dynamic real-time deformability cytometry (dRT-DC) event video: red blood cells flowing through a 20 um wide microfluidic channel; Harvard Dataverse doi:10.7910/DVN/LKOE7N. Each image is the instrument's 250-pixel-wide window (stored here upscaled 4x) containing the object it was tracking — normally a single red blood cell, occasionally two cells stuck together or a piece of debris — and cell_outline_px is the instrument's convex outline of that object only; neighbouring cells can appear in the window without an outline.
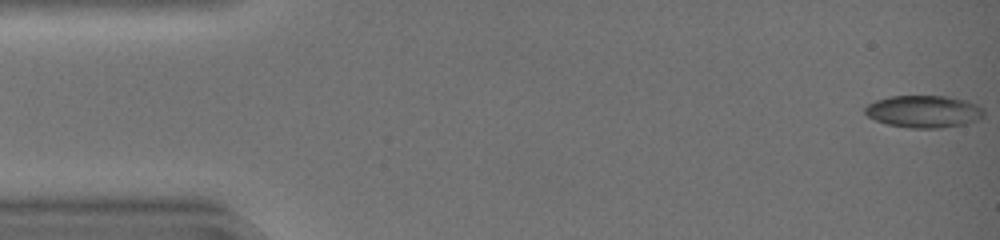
{"species": "common noctule bat (a hibernating species)", "species_latin": "Nyctalus noctula", "temperature_condition": "warm", "stored_images_in_passage": 34, "camera_frame_rate_fps": 3000, "um_per_image_px": 0.085, "animal": {"sex": "female", "body_mass_g": 19.0, "forearm_length_mm": 51.5}, "frame": {"image": 1, "passage_image": 1, "time_ms": 0.0, "image_size_px": [1000, 240], "cell_outline_px": [[984, 112], [976, 120], [968, 124], [940, 128], [912, 128], [888, 124], [876, 120], [868, 116], [864, 112], [864, 108], [868, 104], [876, 100], [892, 96], [944, 96], [964, 100], [976, 104], [984, 108]], "centroid_in_image_um": [78.52, 9.48], "position_along_channel_um": 6.5, "area_um2": 22.2}}
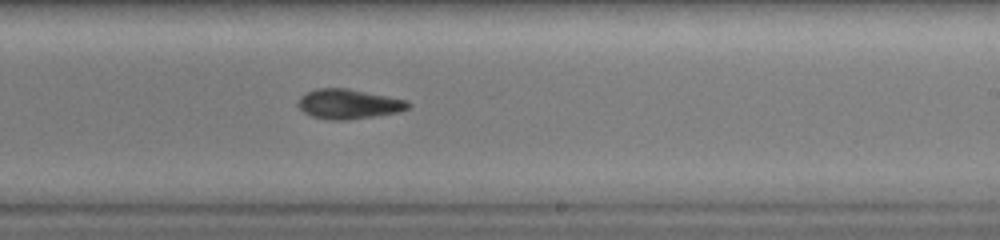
{"frame": {"image": 2, "passage_image": 28, "time_ms": 9.0, "image_size_px": [1000, 240], "cell_outline_px": [[412, 104], [408, 108], [396, 112], [376, 116], [348, 120], [328, 120], [312, 116], [304, 112], [296, 104], [300, 96], [316, 88], [348, 88], [408, 100]], "centroid_in_image_um": [29.62, 8.84], "position_along_channel_um": 259.4, "area_um2": 19.19}}
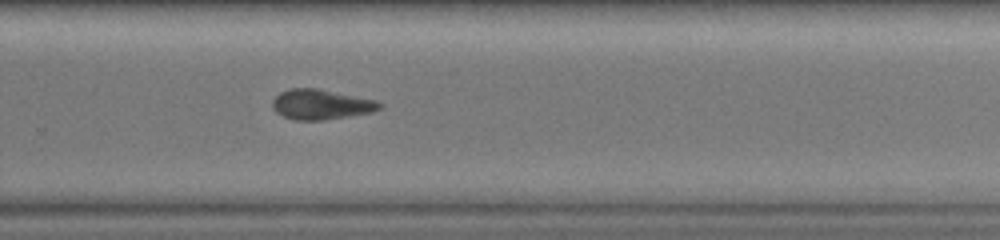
{"frame": {"image": 3, "passage_image": 31, "time_ms": 10.0, "image_size_px": [1000, 240], "cell_outline_px": [[384, 108], [372, 112], [324, 120], [296, 120], [284, 116], [276, 112], [272, 108], [272, 100], [280, 92], [292, 88], [316, 88], [376, 100], [384, 104]], "centroid_in_image_um": [27.31, 8.88], "position_along_channel_um": 302.5, "area_um2": 18.79}}